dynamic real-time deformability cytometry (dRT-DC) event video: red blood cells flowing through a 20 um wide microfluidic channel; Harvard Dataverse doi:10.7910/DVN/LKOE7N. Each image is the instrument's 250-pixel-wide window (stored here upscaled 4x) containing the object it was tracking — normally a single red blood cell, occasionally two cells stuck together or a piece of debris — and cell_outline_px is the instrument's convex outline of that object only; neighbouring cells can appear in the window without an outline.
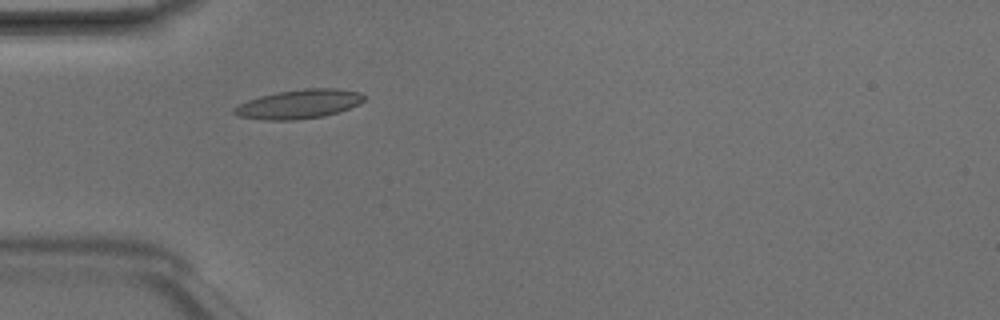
{"species": "Egyptian fruit bat (a non-hibernating species)", "species_latin": "Rousettus aegyptiacus", "temperature_condition": "room temperature", "stored_images_in_passage": 6, "camera_frame_rate_fps": 3000, "um_per_image_px": 0.085, "animal": {"sex": "male"}, "frame": {"image": 1, "passage_image": 5, "time_ms": 1.333, "image_size_px": [1000, 320], "cell_outline_px": [[364, 100], [360, 104], [324, 116], [296, 120], [264, 120], [236, 116], [232, 112], [232, 108], [248, 100], [260, 96], [280, 92], [304, 88], [336, 88], [360, 92], [364, 96]], "centroid_in_image_um": [25.39, 8.85], "position_along_channel_um": 59.6, "area_um2": 21.96}}